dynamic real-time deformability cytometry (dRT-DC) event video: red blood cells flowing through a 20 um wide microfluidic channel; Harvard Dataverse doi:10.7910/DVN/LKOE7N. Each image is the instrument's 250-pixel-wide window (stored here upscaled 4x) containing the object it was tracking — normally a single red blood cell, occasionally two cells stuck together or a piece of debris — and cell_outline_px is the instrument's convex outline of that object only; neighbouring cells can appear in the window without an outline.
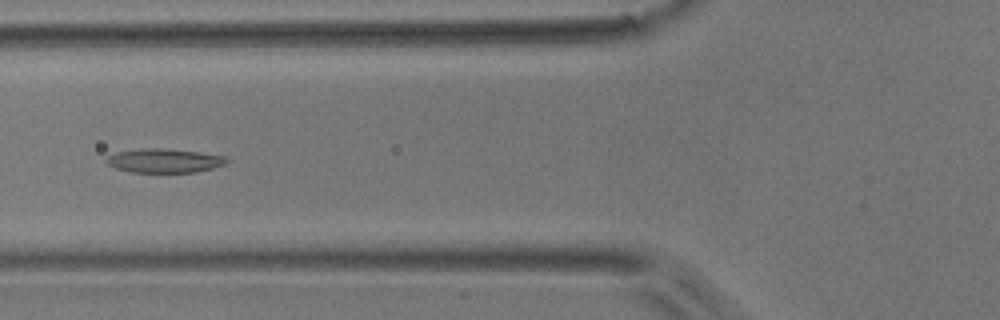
{"species": "common noctule bat (a hibernating species)", "species_latin": "Nyctalus noctula", "temperature_condition": "room temperature", "stored_images_in_passage": 5, "camera_frame_rate_fps": 3000, "um_per_image_px": 0.085, "animal": {"sex": "male", "body_mass_g": 17.9}, "frame": {"image": 1, "passage_image": 5, "time_ms": 4.667, "image_size_px": [1000, 320], "cell_outline_px": [[228, 160], [224, 164], [212, 168], [196, 172], [132, 172], [116, 168], [108, 164], [104, 160], [108, 156], [116, 152], [140, 148], [160, 148], [196, 152], [228, 156]], "centroid_in_image_um": [13.95, 13.65], "position_along_channel_um": 111.9, "area_um2": 16.7}}